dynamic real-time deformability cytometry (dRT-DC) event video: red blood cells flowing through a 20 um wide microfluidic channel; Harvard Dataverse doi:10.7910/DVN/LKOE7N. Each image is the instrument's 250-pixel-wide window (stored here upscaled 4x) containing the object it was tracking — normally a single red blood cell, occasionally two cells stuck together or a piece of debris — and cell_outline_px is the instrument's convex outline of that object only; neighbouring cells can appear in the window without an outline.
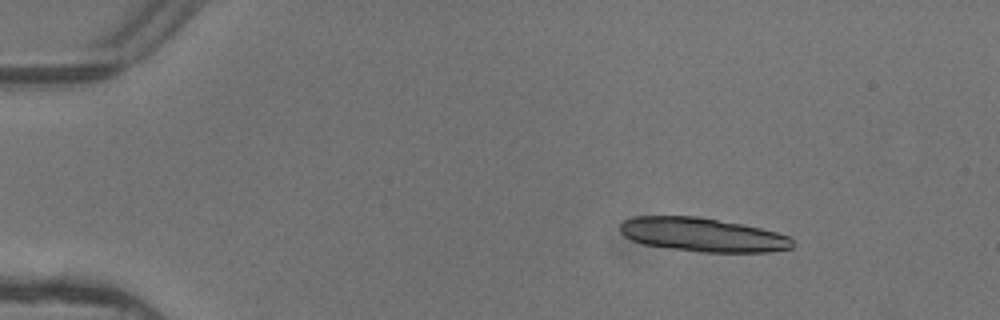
{"species": "common noctule bat (a hibernating species)", "species_latin": "Nyctalus noctula", "temperature_condition": "warm", "stored_images_in_passage": 5, "camera_frame_rate_fps": 3000, "um_per_image_px": 0.085, "animal": {"sex": "female"}, "frame": {"image": 1, "passage_image": 1, "time_ms": 0.0, "image_size_px": [1000, 320], "cell_outline_px": [[792, 248], [768, 252], [700, 252], [668, 248], [644, 244], [632, 240], [624, 236], [620, 232], [620, 224], [624, 220], [632, 216], [696, 216], [744, 224], [792, 236]], "centroid_in_image_um": [59.71, 19.95], "position_along_channel_um": 25.3, "area_um2": 34.16}}
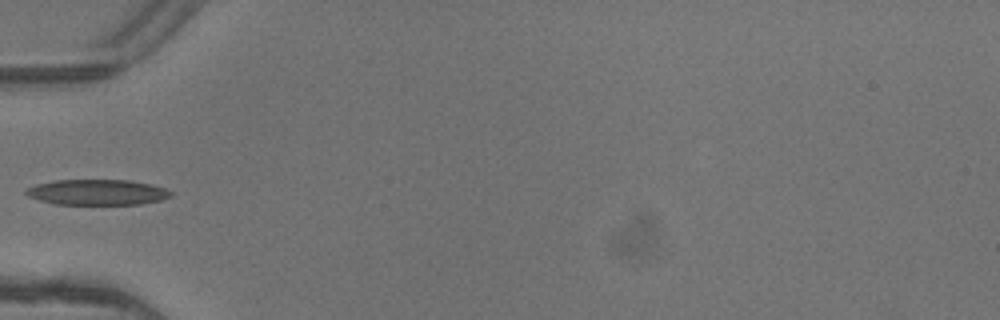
{"frame": {"image": 2, "passage_image": 4, "time_ms": 1.0, "image_size_px": [1000, 320], "cell_outline_px": [[172, 196], [160, 200], [140, 204], [56, 204], [40, 200], [28, 196], [24, 192], [28, 188], [36, 184], [56, 180], [128, 180], [152, 184], [164, 188], [172, 192]], "centroid_in_image_um": [8.28, 16.33], "position_along_channel_um": 76.7, "area_um2": 21.44}}
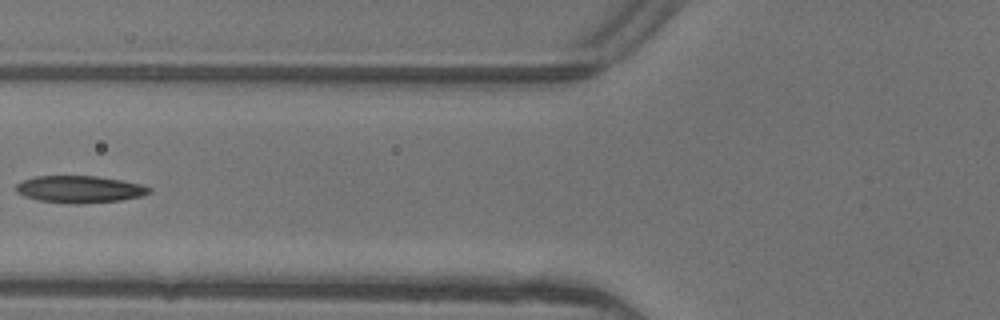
{"frame": {"image": 3, "passage_image": 5, "time_ms": 1.333, "image_size_px": [1000, 320], "cell_outline_px": [[152, 192], [140, 196], [120, 200], [80, 204], [36, 200], [24, 196], [16, 192], [16, 184], [24, 180], [36, 176], [96, 176], [120, 180], [140, 184], [152, 188]], "centroid_in_image_um": [6.76, 16.09], "position_along_channel_um": 119.0, "area_um2": 20.87}}